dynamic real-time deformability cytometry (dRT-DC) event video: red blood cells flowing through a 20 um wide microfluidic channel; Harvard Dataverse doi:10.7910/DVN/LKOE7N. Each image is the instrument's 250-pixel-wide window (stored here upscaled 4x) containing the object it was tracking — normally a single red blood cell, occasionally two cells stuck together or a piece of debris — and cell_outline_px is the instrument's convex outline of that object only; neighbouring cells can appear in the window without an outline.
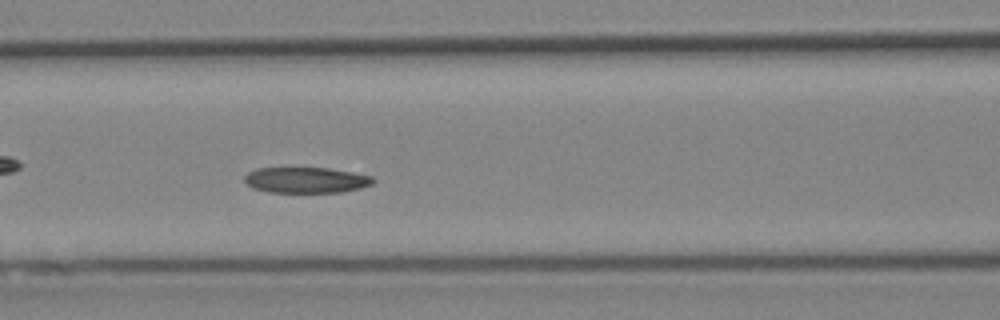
{"species": "Egyptian fruit bat (a non-hibernating species)", "species_latin": "Rousettus aegyptiacus", "temperature_condition": "cold", "stored_images_in_passage": 21, "camera_frame_rate_fps": 3000, "um_per_image_px": 0.085, "animal": {"sex": "female"}, "frame": {"image": 1, "passage_image": 17, "time_ms": 5.333, "image_size_px": [1000, 320], "cell_outline_px": [[376, 180], [372, 184], [360, 188], [340, 192], [268, 192], [252, 188], [244, 180], [244, 176], [248, 172], [256, 168], [328, 168], [352, 172], [372, 176]], "centroid_in_image_um": [26.01, 15.3], "position_along_channel_um": 140.6, "area_um2": 19.31}}
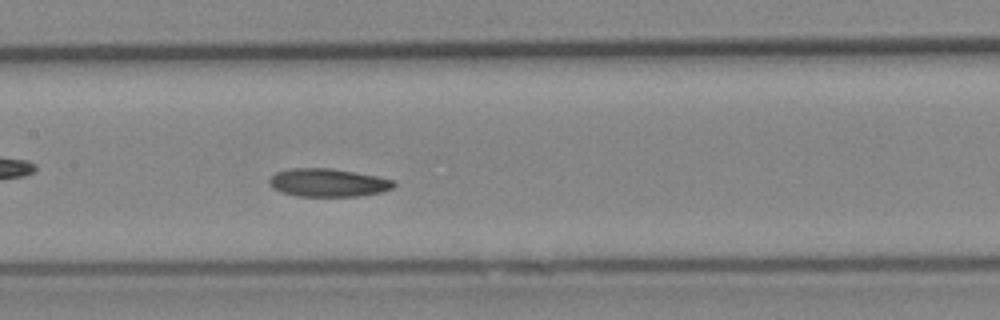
{"frame": {"image": 2, "passage_image": 20, "time_ms": 6.333, "image_size_px": [1000, 320], "cell_outline_px": [[396, 184], [392, 188], [380, 192], [360, 196], [296, 196], [280, 192], [272, 188], [268, 184], [268, 180], [276, 172], [292, 168], [328, 168], [376, 176], [396, 180]], "centroid_in_image_um": [27.85, 15.53], "position_along_channel_um": 179.5, "area_um2": 20.4}}